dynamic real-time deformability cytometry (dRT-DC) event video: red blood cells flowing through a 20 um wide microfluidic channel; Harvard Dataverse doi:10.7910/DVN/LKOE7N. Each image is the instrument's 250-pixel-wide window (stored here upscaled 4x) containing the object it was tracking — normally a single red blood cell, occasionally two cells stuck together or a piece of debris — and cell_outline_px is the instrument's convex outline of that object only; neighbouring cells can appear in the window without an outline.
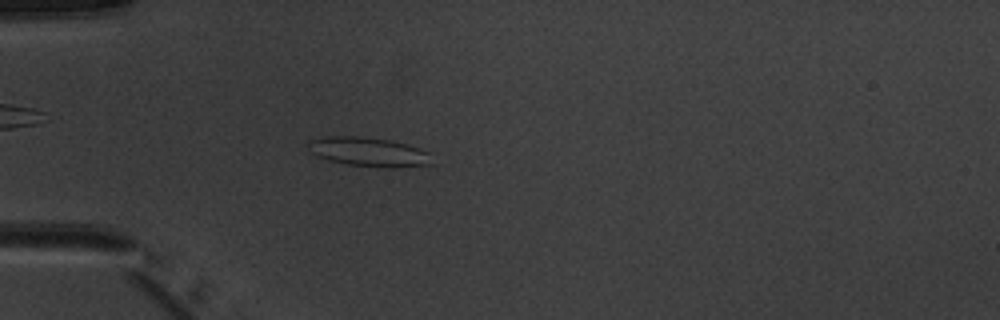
{"species": "common noctule bat (a hibernating species)", "species_latin": "Nyctalus noctula", "temperature_condition": "warm", "stored_images_in_passage": 5, "camera_frame_rate_fps": 3000, "um_per_image_px": 0.085, "animal": {"sex": "male", "body_mass_g": 20.1, "forearm_length_mm": 53.5}, "frame": {"image": 1, "passage_image": 5, "time_ms": 4.667, "image_size_px": [1000, 320], "cell_outline_px": [[432, 164], [392, 168], [384, 168], [348, 164], [328, 160], [316, 156], [308, 148], [308, 140], [324, 136], [360, 136], [392, 140], [420, 148], [428, 152]], "centroid_in_image_um": [31.31, 12.9], "position_along_channel_um": 53.7, "area_um2": 21.15}}